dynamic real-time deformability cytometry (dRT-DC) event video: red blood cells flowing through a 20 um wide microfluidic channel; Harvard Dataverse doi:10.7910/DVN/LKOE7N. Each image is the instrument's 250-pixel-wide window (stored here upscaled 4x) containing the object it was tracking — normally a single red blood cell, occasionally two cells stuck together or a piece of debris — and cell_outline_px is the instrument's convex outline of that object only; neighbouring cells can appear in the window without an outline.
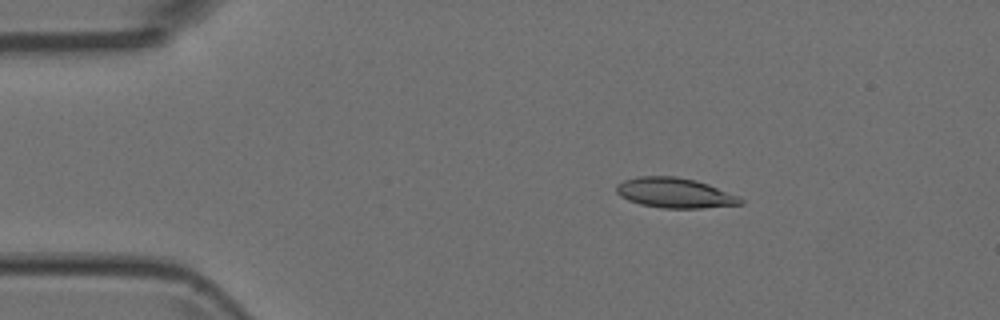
{"species": "Egyptian fruit bat (a non-hibernating species)", "species_latin": "Rousettus aegyptiacus", "temperature_condition": "room temperature", "stored_images_in_passage": 44, "camera_frame_rate_fps": 3000, "um_per_image_px": 0.085, "animal": {"sex": "female"}, "frame": {"image": 1, "passage_image": 2, "time_ms": 0.333, "image_size_px": [1000, 320], "cell_outline_px": [[744, 204], [700, 208], [664, 208], [640, 204], [628, 200], [620, 196], [616, 192], [616, 184], [624, 180], [640, 176], [676, 176], [708, 184], [740, 196], [744, 200]], "centroid_in_image_um": [57.37, 16.4], "position_along_channel_um": 27.6, "area_um2": 21.73}}
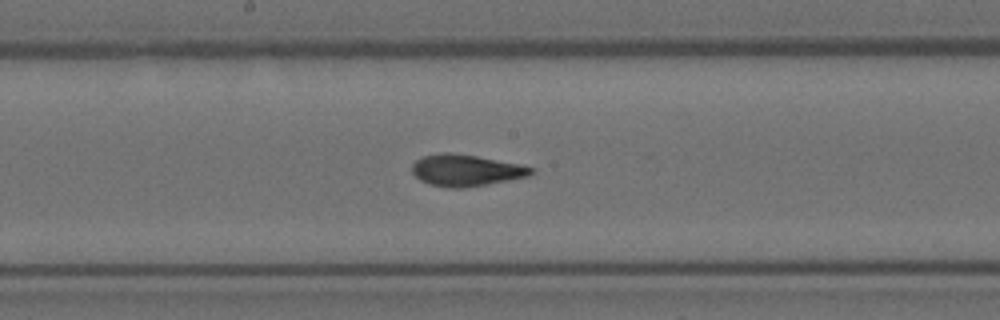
{"frame": {"image": 2, "passage_image": 20, "time_ms": 6.333, "image_size_px": [1000, 320], "cell_outline_px": [[536, 172], [528, 176], [508, 180], [464, 188], [452, 188], [428, 184], [420, 180], [412, 172], [412, 164], [416, 160], [424, 156], [444, 152], [448, 152], [476, 156], [520, 164], [536, 168]], "centroid_in_image_um": [39.62, 14.48], "position_along_channel_um": 208.6, "area_um2": 21.85}}
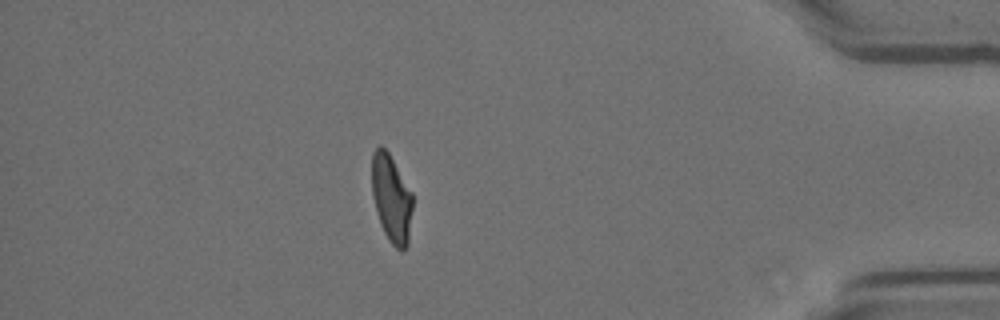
{"frame": {"image": 3, "passage_image": 38, "time_ms": 12.333, "image_size_px": [1000, 320], "cell_outline_px": [[412, 208], [408, 244], [400, 252], [388, 240], [380, 224], [372, 196], [372, 152], [380, 144], [388, 152], [412, 192]], "centroid_in_image_um": [33.26, 16.87], "position_along_channel_um": 401.9, "area_um2": 20.81}}